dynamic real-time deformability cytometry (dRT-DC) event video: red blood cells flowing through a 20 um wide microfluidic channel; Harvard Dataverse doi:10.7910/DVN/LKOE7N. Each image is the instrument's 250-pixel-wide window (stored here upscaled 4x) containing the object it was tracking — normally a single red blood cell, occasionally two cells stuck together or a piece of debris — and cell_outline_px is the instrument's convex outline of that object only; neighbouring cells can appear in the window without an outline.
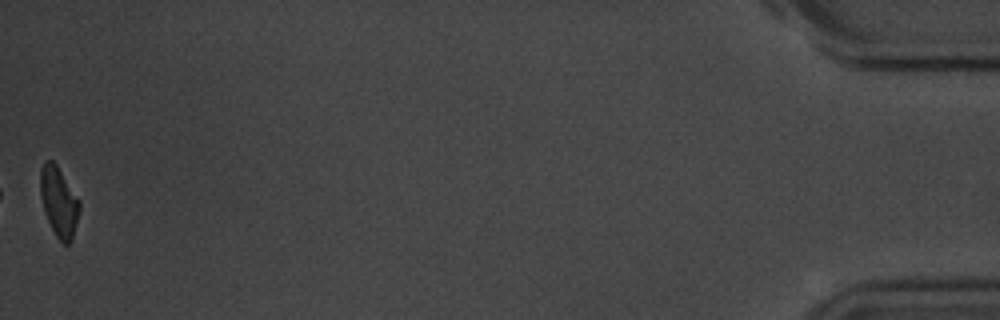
{"species": "common noctule bat (a hibernating species)", "species_latin": "Nyctalus noctula", "temperature_condition": "room temperature", "stored_images_in_passage": 42, "camera_frame_rate_fps": 3000, "um_per_image_px": 0.085, "animal": {"sex": "male", "body_mass_g": 20.1, "forearm_length_mm": 53.5}, "frame": {"image": 1, "passage_image": 42, "time_ms": 13.667, "image_size_px": [1000, 320], "cell_outline_px": [[80, 208], [72, 240], [68, 244], [64, 244], [56, 236], [44, 212], [40, 196], [40, 168], [44, 160], [52, 160], [56, 164], [80, 200]], "centroid_in_image_um": [4.99, 17.12], "position_along_channel_um": 430.2, "area_um2": 15.95}, "authors_computed_cell_mechanics": {"area_um2": 16.9354, "velocity_mm_per_s": 3.6758, "shape_relaxation_time_tau1_ms": 2.3878, "shape_relaxation_time_tau2_ms": 8.5503, "deformation_change_tau1": 0.1351, "deformation_change_tau2": 0.1879}}